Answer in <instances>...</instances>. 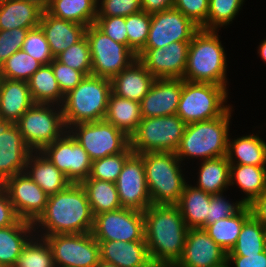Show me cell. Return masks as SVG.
I'll list each match as a JSON object with an SVG mask.
<instances>
[{"instance_id":"obj_4","label":"cell","mask_w":266,"mask_h":267,"mask_svg":"<svg viewBox=\"0 0 266 267\" xmlns=\"http://www.w3.org/2000/svg\"><path fill=\"white\" fill-rule=\"evenodd\" d=\"M111 92L110 79L85 76L65 95L61 105L66 129L78 123L104 120Z\"/></svg>"},{"instance_id":"obj_60","label":"cell","mask_w":266,"mask_h":267,"mask_svg":"<svg viewBox=\"0 0 266 267\" xmlns=\"http://www.w3.org/2000/svg\"><path fill=\"white\" fill-rule=\"evenodd\" d=\"M217 267H229V265H228V263H225V264L219 265Z\"/></svg>"},{"instance_id":"obj_36","label":"cell","mask_w":266,"mask_h":267,"mask_svg":"<svg viewBox=\"0 0 266 267\" xmlns=\"http://www.w3.org/2000/svg\"><path fill=\"white\" fill-rule=\"evenodd\" d=\"M199 171L196 188L206 193H223L230 186V163L226 156L202 161Z\"/></svg>"},{"instance_id":"obj_2","label":"cell","mask_w":266,"mask_h":267,"mask_svg":"<svg viewBox=\"0 0 266 267\" xmlns=\"http://www.w3.org/2000/svg\"><path fill=\"white\" fill-rule=\"evenodd\" d=\"M94 216L85 189L70 183L64 190L48 196L44 212L33 223L42 227L40 237L56 234H79L92 231ZM46 232V233H45Z\"/></svg>"},{"instance_id":"obj_38","label":"cell","mask_w":266,"mask_h":267,"mask_svg":"<svg viewBox=\"0 0 266 267\" xmlns=\"http://www.w3.org/2000/svg\"><path fill=\"white\" fill-rule=\"evenodd\" d=\"M266 250V228L251 215L243 224L234 247L227 256L259 254Z\"/></svg>"},{"instance_id":"obj_55","label":"cell","mask_w":266,"mask_h":267,"mask_svg":"<svg viewBox=\"0 0 266 267\" xmlns=\"http://www.w3.org/2000/svg\"><path fill=\"white\" fill-rule=\"evenodd\" d=\"M252 215L266 228V191L251 205Z\"/></svg>"},{"instance_id":"obj_12","label":"cell","mask_w":266,"mask_h":267,"mask_svg":"<svg viewBox=\"0 0 266 267\" xmlns=\"http://www.w3.org/2000/svg\"><path fill=\"white\" fill-rule=\"evenodd\" d=\"M56 267H96L100 261L99 242L91 232L45 236Z\"/></svg>"},{"instance_id":"obj_49","label":"cell","mask_w":266,"mask_h":267,"mask_svg":"<svg viewBox=\"0 0 266 267\" xmlns=\"http://www.w3.org/2000/svg\"><path fill=\"white\" fill-rule=\"evenodd\" d=\"M28 31L23 28L0 31V68L11 55L22 50Z\"/></svg>"},{"instance_id":"obj_26","label":"cell","mask_w":266,"mask_h":267,"mask_svg":"<svg viewBox=\"0 0 266 267\" xmlns=\"http://www.w3.org/2000/svg\"><path fill=\"white\" fill-rule=\"evenodd\" d=\"M25 172L48 196L64 190L71 183L40 151L31 152Z\"/></svg>"},{"instance_id":"obj_24","label":"cell","mask_w":266,"mask_h":267,"mask_svg":"<svg viewBox=\"0 0 266 267\" xmlns=\"http://www.w3.org/2000/svg\"><path fill=\"white\" fill-rule=\"evenodd\" d=\"M155 79L144 65L136 59L111 79V91L121 98L140 103Z\"/></svg>"},{"instance_id":"obj_56","label":"cell","mask_w":266,"mask_h":267,"mask_svg":"<svg viewBox=\"0 0 266 267\" xmlns=\"http://www.w3.org/2000/svg\"><path fill=\"white\" fill-rule=\"evenodd\" d=\"M27 2L33 3L41 8L43 11H47L50 7L52 0H25Z\"/></svg>"},{"instance_id":"obj_11","label":"cell","mask_w":266,"mask_h":267,"mask_svg":"<svg viewBox=\"0 0 266 267\" xmlns=\"http://www.w3.org/2000/svg\"><path fill=\"white\" fill-rule=\"evenodd\" d=\"M68 129L92 161L124 152L130 146V138L105 120L78 123Z\"/></svg>"},{"instance_id":"obj_31","label":"cell","mask_w":266,"mask_h":267,"mask_svg":"<svg viewBox=\"0 0 266 267\" xmlns=\"http://www.w3.org/2000/svg\"><path fill=\"white\" fill-rule=\"evenodd\" d=\"M229 178L230 185L236 183L246 194L242 199L246 205H251L266 191V166L230 164Z\"/></svg>"},{"instance_id":"obj_51","label":"cell","mask_w":266,"mask_h":267,"mask_svg":"<svg viewBox=\"0 0 266 267\" xmlns=\"http://www.w3.org/2000/svg\"><path fill=\"white\" fill-rule=\"evenodd\" d=\"M94 24L113 41L127 46L125 17H96Z\"/></svg>"},{"instance_id":"obj_30","label":"cell","mask_w":266,"mask_h":267,"mask_svg":"<svg viewBox=\"0 0 266 267\" xmlns=\"http://www.w3.org/2000/svg\"><path fill=\"white\" fill-rule=\"evenodd\" d=\"M211 194L204 192L196 186L185 185L176 206L189 229L202 228L209 214Z\"/></svg>"},{"instance_id":"obj_27","label":"cell","mask_w":266,"mask_h":267,"mask_svg":"<svg viewBox=\"0 0 266 267\" xmlns=\"http://www.w3.org/2000/svg\"><path fill=\"white\" fill-rule=\"evenodd\" d=\"M43 10L25 0L0 1V31L39 27Z\"/></svg>"},{"instance_id":"obj_8","label":"cell","mask_w":266,"mask_h":267,"mask_svg":"<svg viewBox=\"0 0 266 267\" xmlns=\"http://www.w3.org/2000/svg\"><path fill=\"white\" fill-rule=\"evenodd\" d=\"M185 127L186 123L177 114L142 118L137 131L130 137L131 149L135 154L175 153Z\"/></svg>"},{"instance_id":"obj_5","label":"cell","mask_w":266,"mask_h":267,"mask_svg":"<svg viewBox=\"0 0 266 267\" xmlns=\"http://www.w3.org/2000/svg\"><path fill=\"white\" fill-rule=\"evenodd\" d=\"M231 108L215 119L186 124L175 152L180 161L186 157L204 160L227 155Z\"/></svg>"},{"instance_id":"obj_3","label":"cell","mask_w":266,"mask_h":267,"mask_svg":"<svg viewBox=\"0 0 266 267\" xmlns=\"http://www.w3.org/2000/svg\"><path fill=\"white\" fill-rule=\"evenodd\" d=\"M226 54L216 30L200 29L189 43L183 80L227 86Z\"/></svg>"},{"instance_id":"obj_7","label":"cell","mask_w":266,"mask_h":267,"mask_svg":"<svg viewBox=\"0 0 266 267\" xmlns=\"http://www.w3.org/2000/svg\"><path fill=\"white\" fill-rule=\"evenodd\" d=\"M227 88L213 83L184 80L176 114L186 123L207 121L222 116L230 106H225Z\"/></svg>"},{"instance_id":"obj_39","label":"cell","mask_w":266,"mask_h":267,"mask_svg":"<svg viewBox=\"0 0 266 267\" xmlns=\"http://www.w3.org/2000/svg\"><path fill=\"white\" fill-rule=\"evenodd\" d=\"M35 238L32 236L24 245L13 267H56L47 241L43 237Z\"/></svg>"},{"instance_id":"obj_22","label":"cell","mask_w":266,"mask_h":267,"mask_svg":"<svg viewBox=\"0 0 266 267\" xmlns=\"http://www.w3.org/2000/svg\"><path fill=\"white\" fill-rule=\"evenodd\" d=\"M100 260L118 267H149L153 264L145 240L98 241Z\"/></svg>"},{"instance_id":"obj_25","label":"cell","mask_w":266,"mask_h":267,"mask_svg":"<svg viewBox=\"0 0 266 267\" xmlns=\"http://www.w3.org/2000/svg\"><path fill=\"white\" fill-rule=\"evenodd\" d=\"M33 104L28 82L0 78V119L16 123Z\"/></svg>"},{"instance_id":"obj_37","label":"cell","mask_w":266,"mask_h":267,"mask_svg":"<svg viewBox=\"0 0 266 267\" xmlns=\"http://www.w3.org/2000/svg\"><path fill=\"white\" fill-rule=\"evenodd\" d=\"M252 215L250 205H246L240 212L226 219H221L209 225L205 231L227 253L237 242L244 222Z\"/></svg>"},{"instance_id":"obj_35","label":"cell","mask_w":266,"mask_h":267,"mask_svg":"<svg viewBox=\"0 0 266 267\" xmlns=\"http://www.w3.org/2000/svg\"><path fill=\"white\" fill-rule=\"evenodd\" d=\"M80 184L85 189L93 216L122 208L115 183L87 178Z\"/></svg>"},{"instance_id":"obj_53","label":"cell","mask_w":266,"mask_h":267,"mask_svg":"<svg viewBox=\"0 0 266 267\" xmlns=\"http://www.w3.org/2000/svg\"><path fill=\"white\" fill-rule=\"evenodd\" d=\"M231 262L235 264V267H266V250L246 256H227L229 266Z\"/></svg>"},{"instance_id":"obj_28","label":"cell","mask_w":266,"mask_h":267,"mask_svg":"<svg viewBox=\"0 0 266 267\" xmlns=\"http://www.w3.org/2000/svg\"><path fill=\"white\" fill-rule=\"evenodd\" d=\"M36 229L38 228H35L32 222L22 219L15 225L0 228V267L15 265L24 245Z\"/></svg>"},{"instance_id":"obj_57","label":"cell","mask_w":266,"mask_h":267,"mask_svg":"<svg viewBox=\"0 0 266 267\" xmlns=\"http://www.w3.org/2000/svg\"><path fill=\"white\" fill-rule=\"evenodd\" d=\"M258 53L261 56L262 60L266 62V39L259 45Z\"/></svg>"},{"instance_id":"obj_50","label":"cell","mask_w":266,"mask_h":267,"mask_svg":"<svg viewBox=\"0 0 266 267\" xmlns=\"http://www.w3.org/2000/svg\"><path fill=\"white\" fill-rule=\"evenodd\" d=\"M50 65L64 95L73 90L85 77L82 72L60 63L55 58Z\"/></svg>"},{"instance_id":"obj_29","label":"cell","mask_w":266,"mask_h":267,"mask_svg":"<svg viewBox=\"0 0 266 267\" xmlns=\"http://www.w3.org/2000/svg\"><path fill=\"white\" fill-rule=\"evenodd\" d=\"M104 120L123 131L130 138L137 131L142 120L140 103L121 98L111 92Z\"/></svg>"},{"instance_id":"obj_21","label":"cell","mask_w":266,"mask_h":267,"mask_svg":"<svg viewBox=\"0 0 266 267\" xmlns=\"http://www.w3.org/2000/svg\"><path fill=\"white\" fill-rule=\"evenodd\" d=\"M183 83V79H155L140 102L142 118L176 114Z\"/></svg>"},{"instance_id":"obj_48","label":"cell","mask_w":266,"mask_h":267,"mask_svg":"<svg viewBox=\"0 0 266 267\" xmlns=\"http://www.w3.org/2000/svg\"><path fill=\"white\" fill-rule=\"evenodd\" d=\"M173 8L180 11L201 29L207 24L209 0H174Z\"/></svg>"},{"instance_id":"obj_40","label":"cell","mask_w":266,"mask_h":267,"mask_svg":"<svg viewBox=\"0 0 266 267\" xmlns=\"http://www.w3.org/2000/svg\"><path fill=\"white\" fill-rule=\"evenodd\" d=\"M42 64L23 50L11 55L0 68V78L28 81Z\"/></svg>"},{"instance_id":"obj_32","label":"cell","mask_w":266,"mask_h":267,"mask_svg":"<svg viewBox=\"0 0 266 267\" xmlns=\"http://www.w3.org/2000/svg\"><path fill=\"white\" fill-rule=\"evenodd\" d=\"M226 157L230 164L266 166V142L258 135L228 139Z\"/></svg>"},{"instance_id":"obj_20","label":"cell","mask_w":266,"mask_h":267,"mask_svg":"<svg viewBox=\"0 0 266 267\" xmlns=\"http://www.w3.org/2000/svg\"><path fill=\"white\" fill-rule=\"evenodd\" d=\"M227 263V252L204 229H189L181 258L173 267H217Z\"/></svg>"},{"instance_id":"obj_52","label":"cell","mask_w":266,"mask_h":267,"mask_svg":"<svg viewBox=\"0 0 266 267\" xmlns=\"http://www.w3.org/2000/svg\"><path fill=\"white\" fill-rule=\"evenodd\" d=\"M19 220L6 191L0 186V228L15 225Z\"/></svg>"},{"instance_id":"obj_34","label":"cell","mask_w":266,"mask_h":267,"mask_svg":"<svg viewBox=\"0 0 266 267\" xmlns=\"http://www.w3.org/2000/svg\"><path fill=\"white\" fill-rule=\"evenodd\" d=\"M97 8L98 0H52L47 12L88 27L95 23Z\"/></svg>"},{"instance_id":"obj_17","label":"cell","mask_w":266,"mask_h":267,"mask_svg":"<svg viewBox=\"0 0 266 267\" xmlns=\"http://www.w3.org/2000/svg\"><path fill=\"white\" fill-rule=\"evenodd\" d=\"M115 184L122 208L144 212L152 205L143 158L139 154L133 153L125 161Z\"/></svg>"},{"instance_id":"obj_54","label":"cell","mask_w":266,"mask_h":267,"mask_svg":"<svg viewBox=\"0 0 266 267\" xmlns=\"http://www.w3.org/2000/svg\"><path fill=\"white\" fill-rule=\"evenodd\" d=\"M174 0H141L142 11L154 14L173 8Z\"/></svg>"},{"instance_id":"obj_33","label":"cell","mask_w":266,"mask_h":267,"mask_svg":"<svg viewBox=\"0 0 266 267\" xmlns=\"http://www.w3.org/2000/svg\"><path fill=\"white\" fill-rule=\"evenodd\" d=\"M27 82L34 103L63 104L65 95L50 64L42 65Z\"/></svg>"},{"instance_id":"obj_16","label":"cell","mask_w":266,"mask_h":267,"mask_svg":"<svg viewBox=\"0 0 266 267\" xmlns=\"http://www.w3.org/2000/svg\"><path fill=\"white\" fill-rule=\"evenodd\" d=\"M0 186L6 191L20 219L34 223L44 212L48 195L25 171L7 178Z\"/></svg>"},{"instance_id":"obj_45","label":"cell","mask_w":266,"mask_h":267,"mask_svg":"<svg viewBox=\"0 0 266 267\" xmlns=\"http://www.w3.org/2000/svg\"><path fill=\"white\" fill-rule=\"evenodd\" d=\"M22 50L42 65H48L54 59L49 43L40 27L27 32Z\"/></svg>"},{"instance_id":"obj_58","label":"cell","mask_w":266,"mask_h":267,"mask_svg":"<svg viewBox=\"0 0 266 267\" xmlns=\"http://www.w3.org/2000/svg\"><path fill=\"white\" fill-rule=\"evenodd\" d=\"M96 267H118V266H116L114 264L106 263V262L100 260Z\"/></svg>"},{"instance_id":"obj_15","label":"cell","mask_w":266,"mask_h":267,"mask_svg":"<svg viewBox=\"0 0 266 267\" xmlns=\"http://www.w3.org/2000/svg\"><path fill=\"white\" fill-rule=\"evenodd\" d=\"M200 29L174 8L156 12L151 14L148 39L143 49L163 48L173 42H191Z\"/></svg>"},{"instance_id":"obj_42","label":"cell","mask_w":266,"mask_h":267,"mask_svg":"<svg viewBox=\"0 0 266 267\" xmlns=\"http://www.w3.org/2000/svg\"><path fill=\"white\" fill-rule=\"evenodd\" d=\"M127 47L137 56L145 47L151 25V14L145 11L125 17Z\"/></svg>"},{"instance_id":"obj_43","label":"cell","mask_w":266,"mask_h":267,"mask_svg":"<svg viewBox=\"0 0 266 267\" xmlns=\"http://www.w3.org/2000/svg\"><path fill=\"white\" fill-rule=\"evenodd\" d=\"M55 59L70 68L82 72L85 76L92 75L90 46L86 36L61 52Z\"/></svg>"},{"instance_id":"obj_14","label":"cell","mask_w":266,"mask_h":267,"mask_svg":"<svg viewBox=\"0 0 266 267\" xmlns=\"http://www.w3.org/2000/svg\"><path fill=\"white\" fill-rule=\"evenodd\" d=\"M40 152L64 173L71 183H81L90 175L92 160L68 131Z\"/></svg>"},{"instance_id":"obj_44","label":"cell","mask_w":266,"mask_h":267,"mask_svg":"<svg viewBox=\"0 0 266 267\" xmlns=\"http://www.w3.org/2000/svg\"><path fill=\"white\" fill-rule=\"evenodd\" d=\"M244 0H209V11L207 24L203 30H216L224 25L230 24Z\"/></svg>"},{"instance_id":"obj_19","label":"cell","mask_w":266,"mask_h":267,"mask_svg":"<svg viewBox=\"0 0 266 267\" xmlns=\"http://www.w3.org/2000/svg\"><path fill=\"white\" fill-rule=\"evenodd\" d=\"M31 152L16 123L0 119V185L25 171Z\"/></svg>"},{"instance_id":"obj_1","label":"cell","mask_w":266,"mask_h":267,"mask_svg":"<svg viewBox=\"0 0 266 267\" xmlns=\"http://www.w3.org/2000/svg\"><path fill=\"white\" fill-rule=\"evenodd\" d=\"M143 216L145 242L152 262L173 267L182 256L189 230L179 208L152 204Z\"/></svg>"},{"instance_id":"obj_9","label":"cell","mask_w":266,"mask_h":267,"mask_svg":"<svg viewBox=\"0 0 266 267\" xmlns=\"http://www.w3.org/2000/svg\"><path fill=\"white\" fill-rule=\"evenodd\" d=\"M57 107L54 104L34 103L16 122L25 144L32 151H41L67 131L62 107Z\"/></svg>"},{"instance_id":"obj_18","label":"cell","mask_w":266,"mask_h":267,"mask_svg":"<svg viewBox=\"0 0 266 267\" xmlns=\"http://www.w3.org/2000/svg\"><path fill=\"white\" fill-rule=\"evenodd\" d=\"M190 42H173L163 48L142 49L137 59L156 79H183Z\"/></svg>"},{"instance_id":"obj_59","label":"cell","mask_w":266,"mask_h":267,"mask_svg":"<svg viewBox=\"0 0 266 267\" xmlns=\"http://www.w3.org/2000/svg\"><path fill=\"white\" fill-rule=\"evenodd\" d=\"M149 267H166V266H163V265H160V264L153 263V264L150 265Z\"/></svg>"},{"instance_id":"obj_47","label":"cell","mask_w":266,"mask_h":267,"mask_svg":"<svg viewBox=\"0 0 266 267\" xmlns=\"http://www.w3.org/2000/svg\"><path fill=\"white\" fill-rule=\"evenodd\" d=\"M100 2L97 17H126L142 11L141 0H101Z\"/></svg>"},{"instance_id":"obj_41","label":"cell","mask_w":266,"mask_h":267,"mask_svg":"<svg viewBox=\"0 0 266 267\" xmlns=\"http://www.w3.org/2000/svg\"><path fill=\"white\" fill-rule=\"evenodd\" d=\"M133 153L131 146H129L124 152L93 160L88 178L116 183L125 161Z\"/></svg>"},{"instance_id":"obj_46","label":"cell","mask_w":266,"mask_h":267,"mask_svg":"<svg viewBox=\"0 0 266 267\" xmlns=\"http://www.w3.org/2000/svg\"><path fill=\"white\" fill-rule=\"evenodd\" d=\"M222 194L211 195L209 214L207 215L205 225L201 229L205 230L209 225L214 224V222L237 214L246 206L242 200L236 201V203H229Z\"/></svg>"},{"instance_id":"obj_23","label":"cell","mask_w":266,"mask_h":267,"mask_svg":"<svg viewBox=\"0 0 266 267\" xmlns=\"http://www.w3.org/2000/svg\"><path fill=\"white\" fill-rule=\"evenodd\" d=\"M39 27L49 43L54 58L64 50L79 42L86 33L87 26L63 20L43 11Z\"/></svg>"},{"instance_id":"obj_6","label":"cell","mask_w":266,"mask_h":267,"mask_svg":"<svg viewBox=\"0 0 266 267\" xmlns=\"http://www.w3.org/2000/svg\"><path fill=\"white\" fill-rule=\"evenodd\" d=\"M139 155L143 158L152 204L176 205L186 185L177 155L161 151Z\"/></svg>"},{"instance_id":"obj_13","label":"cell","mask_w":266,"mask_h":267,"mask_svg":"<svg viewBox=\"0 0 266 267\" xmlns=\"http://www.w3.org/2000/svg\"><path fill=\"white\" fill-rule=\"evenodd\" d=\"M91 233L97 241L145 240L143 212L120 208L100 213L94 216Z\"/></svg>"},{"instance_id":"obj_10","label":"cell","mask_w":266,"mask_h":267,"mask_svg":"<svg viewBox=\"0 0 266 267\" xmlns=\"http://www.w3.org/2000/svg\"><path fill=\"white\" fill-rule=\"evenodd\" d=\"M85 36L90 46L93 76L111 80L137 59L126 45L113 41L95 24L86 28Z\"/></svg>"}]
</instances>
